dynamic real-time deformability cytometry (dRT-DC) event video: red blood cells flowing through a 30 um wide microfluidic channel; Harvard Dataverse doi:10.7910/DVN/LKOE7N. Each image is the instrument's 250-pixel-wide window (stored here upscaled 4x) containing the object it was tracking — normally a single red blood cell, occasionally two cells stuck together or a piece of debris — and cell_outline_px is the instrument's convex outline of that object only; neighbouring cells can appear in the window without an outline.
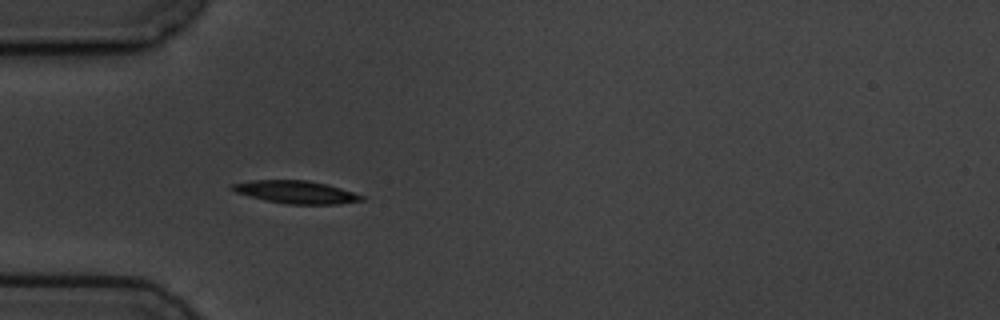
{"species": "common noctule bat (a hibernating species)", "species_latin": "Nyctalus noctula", "temperature_condition": "cold", "stored_images_in_passage": 8, "camera_frame_rate_fps": 3000, "um_per_image_px": 0.085, "animal": {"sex": "male", "body_mass_g": 19.5, "forearm_length_mm": 54.6}, "frame": {"image": 1, "passage_image": 5, "time_ms": 5.333, "image_size_px": [1000, 320], "cell_outline_px": [[364, 200], [336, 204], [288, 204], [264, 200], [236, 192], [228, 188], [232, 184], [252, 180], [308, 180], [328, 184], [364, 196]], "centroid_in_image_um": [25.14, 16.32], "position_along_channel_um": 59.9, "area_um2": 17.05}}
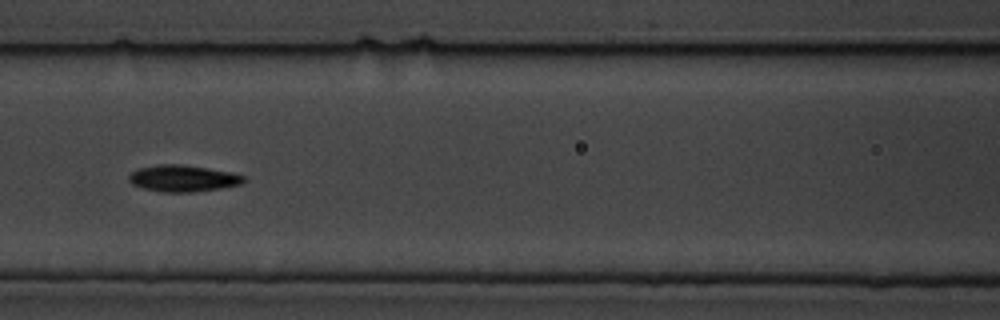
{"frame": {"image": 2, "passage_image": 7, "time_ms": 8.0, "image_size_px": [1000, 320], "cell_outline_px": [[248, 180], [240, 184], [220, 188], [192, 192], [164, 192], [144, 188], [132, 184], [128, 180], [128, 176], [132, 172], [140, 168], [156, 164], [180, 164], [208, 168], [228, 172], [244, 176]], "centroid_in_image_um": [15.54, 15.16], "position_along_channel_um": 151.1, "area_um2": 17.63}}
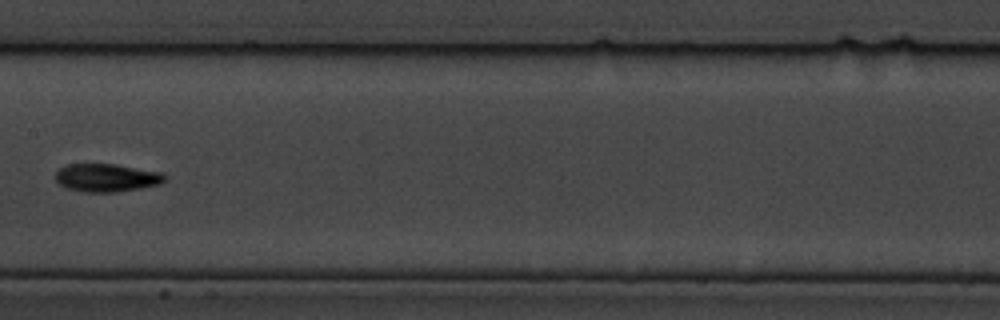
{"frame": {"image": 3, "passage_image": 8, "time_ms": 9.333, "image_size_px": [1000, 320], "cell_outline_px": [[164, 180], [160, 184], [140, 188], [116, 192], [84, 192], [68, 188], [60, 184], [56, 180], [56, 172], [60, 168], [68, 164], [116, 164], [160, 172], [164, 176]], "centroid_in_image_um": [9.04, 15.1], "position_along_channel_um": 198.4, "area_um2": 17.63}}